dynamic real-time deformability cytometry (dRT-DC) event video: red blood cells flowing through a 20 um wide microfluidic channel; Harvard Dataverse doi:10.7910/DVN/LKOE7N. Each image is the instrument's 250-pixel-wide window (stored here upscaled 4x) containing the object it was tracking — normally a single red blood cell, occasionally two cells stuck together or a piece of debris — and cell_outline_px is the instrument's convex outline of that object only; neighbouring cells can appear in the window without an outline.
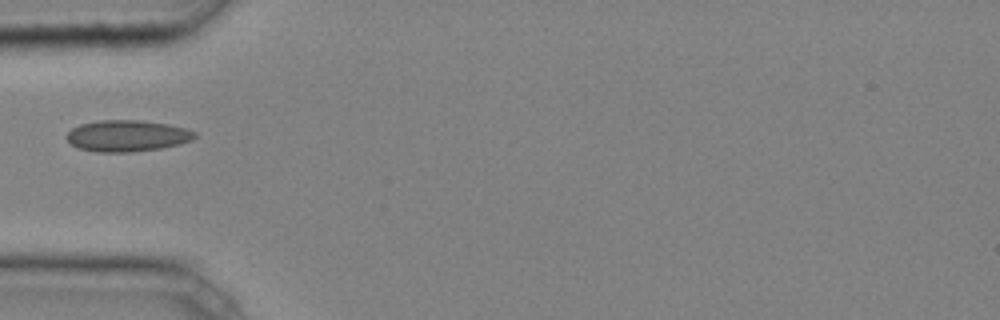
{"species": "common noctule bat (a hibernating species)", "species_latin": "Nyctalus noctula", "temperature_condition": "cold", "stored_images_in_passage": 7, "camera_frame_rate_fps": 3000, "um_per_image_px": 0.085, "animal": {"sex": "male", "body_mass_g": 20.4}, "frame": {"image": 1, "passage_image": 4, "time_ms": 1.0, "image_size_px": [1000, 320], "cell_outline_px": [[196, 136], [192, 140], [180, 144], [160, 148], [132, 152], [96, 152], [80, 148], [72, 144], [64, 136], [72, 128], [80, 124], [100, 120], [140, 120], [168, 124], [184, 128], [196, 132]], "centroid_in_image_um": [10.8, 11.54], "position_along_channel_um": 74.2, "area_um2": 23.41}}